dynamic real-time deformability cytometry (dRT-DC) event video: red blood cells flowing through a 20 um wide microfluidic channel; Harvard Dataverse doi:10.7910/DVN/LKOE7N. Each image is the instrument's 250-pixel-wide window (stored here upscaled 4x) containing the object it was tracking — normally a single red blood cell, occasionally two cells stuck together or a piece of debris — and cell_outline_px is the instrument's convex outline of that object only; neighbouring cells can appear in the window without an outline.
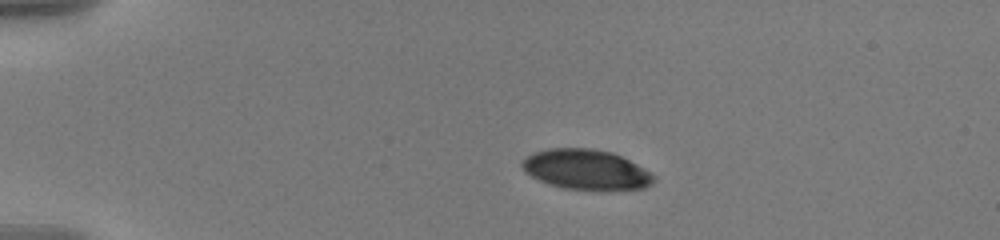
{"species": "human", "species_latin": "Homo sapiens", "temperature_condition": "warm", "stored_images_in_passage": 46, "camera_frame_rate_fps": 3000, "um_per_image_px": 0.085, "donor": {"sex": "male"}, "frame": {"image": 1, "passage_image": 1, "time_ms": 0.0, "image_size_px": [1000, 240], "cell_outline_px": [[656, 180], [652, 184], [644, 188], [600, 192], [596, 192], [564, 188], [548, 184], [532, 176], [520, 164], [532, 152], [548, 148], [592, 148], [612, 152], [644, 168], [656, 176]], "centroid_in_image_um": [49.87, 14.44], "position_along_channel_um": 35.1, "area_um2": 31.27}}
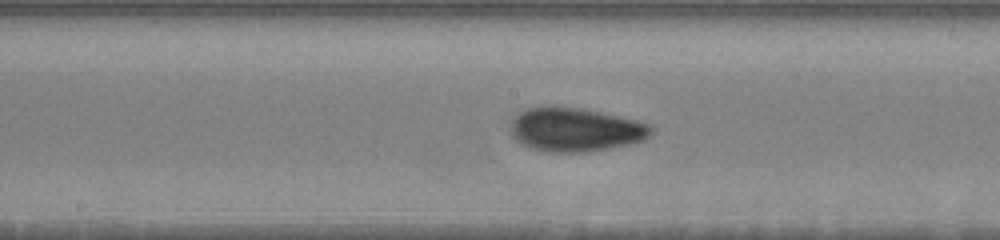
{"frame": {"image": 2, "passage_image": 20, "time_ms": 6.333, "image_size_px": [1000, 240], "cell_outline_px": [[652, 132], [644, 140], [628, 144], [608, 148], [584, 152], [548, 152], [528, 148], [516, 140], [512, 136], [512, 120], [524, 108], [548, 104], [552, 104], [584, 108], [636, 120], [652, 124]], "centroid_in_image_um": [48.87, 10.99], "position_along_channel_um": 199.3, "area_um2": 36.36}}
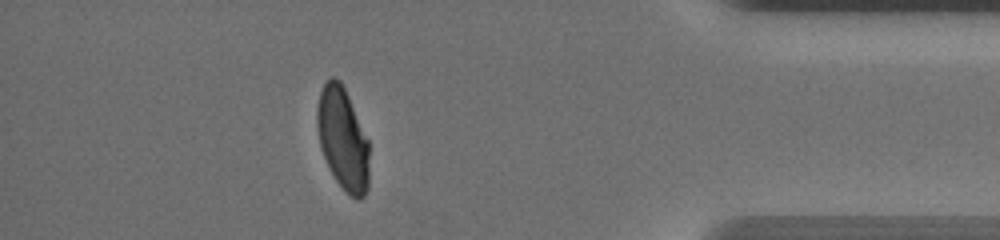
{"frame": {"image": 3, "passage_image": 40, "time_ms": 13.0, "image_size_px": [1000, 240], "cell_outline_px": [[368, 188], [364, 196], [360, 200], [356, 200], [336, 180], [328, 168], [320, 148], [316, 128], [316, 108], [320, 92], [324, 84], [332, 76], [340, 80], [348, 96], [368, 140]], "centroid_in_image_um": [29.11, 11.8], "position_along_channel_um": 406.1, "area_um2": 30.98}, "authors_computed_cell_mechanics": {"area_um2": 33.2928, "velocity_mm_per_s": 3.5851, "shape_relaxation_time_tau1_ms": 5.0693, "shape_relaxation_time_tau2_ms": 1.4291, "deformation_change_tau1": 0.1835, "deformation_change_tau2": 0.0568}}